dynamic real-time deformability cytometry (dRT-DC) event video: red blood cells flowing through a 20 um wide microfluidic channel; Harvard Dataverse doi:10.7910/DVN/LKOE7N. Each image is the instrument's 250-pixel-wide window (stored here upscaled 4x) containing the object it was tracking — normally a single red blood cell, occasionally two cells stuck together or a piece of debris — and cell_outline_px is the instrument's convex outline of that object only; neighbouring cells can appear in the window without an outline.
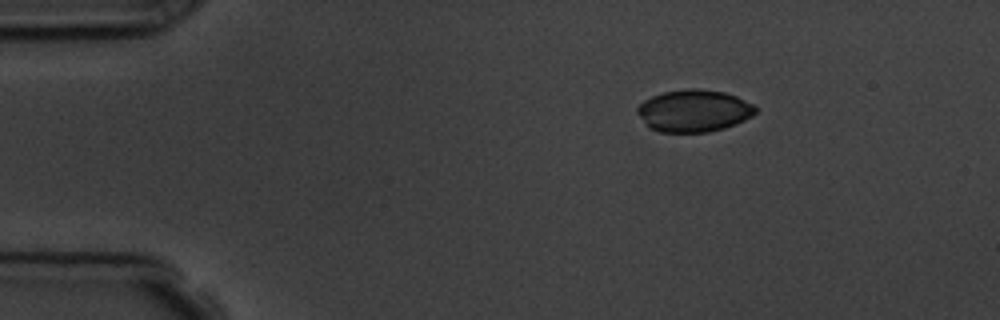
{"species": "common noctule bat (a hibernating species)", "species_latin": "Nyctalus noctula", "temperature_condition": "room temperature", "stored_images_in_passage": 4, "segment_of_instrument_passage": [1, 2], "camera_frame_rate_fps": 3000, "um_per_image_px": 0.085, "animal": {"sex": "male", "body_mass_g": 19.5, "forearm_length_mm": 54.6}, "frame": {"image": 1, "passage_image": 1, "time_ms": 0.0, "image_size_px": [1000, 320], "cell_outline_px": [[756, 112], [752, 116], [736, 124], [724, 128], [708, 132], [660, 132], [648, 128], [636, 112], [636, 108], [644, 100], [652, 96], [664, 92], [688, 88], [700, 88], [724, 92], [736, 96], [752, 104], [756, 108]], "centroid_in_image_um": [58.95, 9.42], "position_along_channel_um": 26.0, "area_um2": 29.13}}